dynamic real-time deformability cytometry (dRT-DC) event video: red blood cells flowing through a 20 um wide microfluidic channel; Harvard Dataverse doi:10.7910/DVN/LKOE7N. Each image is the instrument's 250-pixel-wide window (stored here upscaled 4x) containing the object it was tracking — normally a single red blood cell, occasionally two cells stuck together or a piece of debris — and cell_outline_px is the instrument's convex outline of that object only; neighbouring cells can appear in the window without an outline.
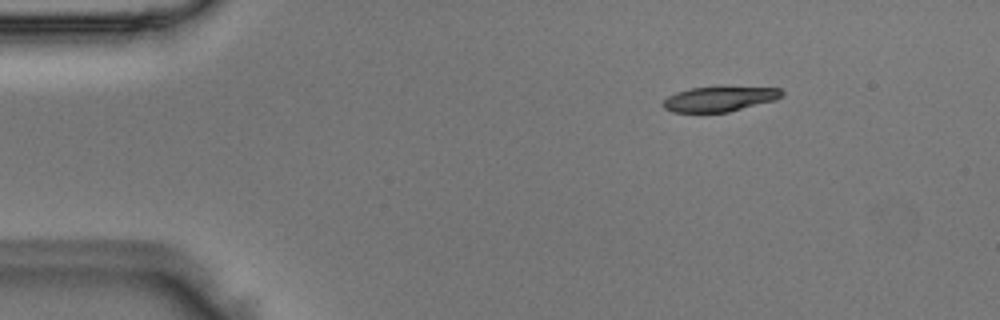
{"species": "Egyptian fruit bat (a non-hibernating species)", "species_latin": "Rousettus aegyptiacus", "temperature_condition": "room temperature", "stored_images_in_passage": 4, "camera_frame_rate_fps": 3000, "um_per_image_px": 0.085, "animal": {"sex": "male"}, "frame": {"image": 1, "passage_image": 2, "time_ms": 0.333, "image_size_px": [1000, 320], "cell_outline_px": [[784, 96], [776, 100], [728, 112], [672, 112], [664, 108], [660, 104], [668, 96], [676, 92], [692, 88], [780, 88], [784, 92]], "centroid_in_image_um": [61.14, 8.43], "position_along_channel_um": 23.9, "area_um2": 16.99}}
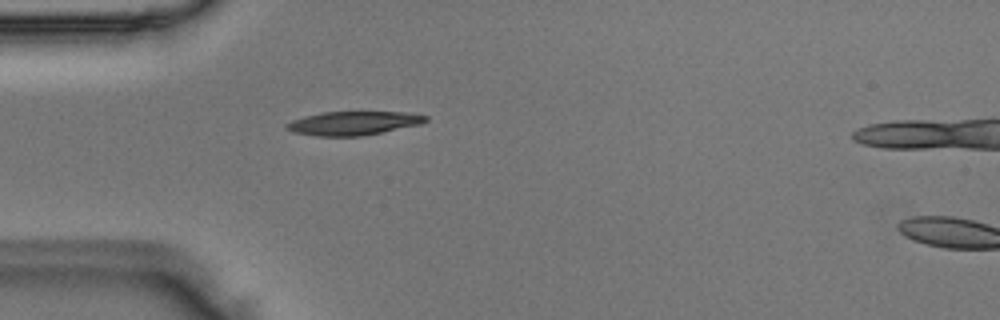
{"frame": {"image": 2, "passage_image": 4, "time_ms": 1.0, "image_size_px": [1000, 320], "cell_outline_px": [[428, 120], [420, 124], [360, 136], [316, 136], [292, 132], [284, 128], [284, 124], [292, 120], [324, 112], [408, 112], [428, 116]], "centroid_in_image_um": [30.01, 10.47], "position_along_channel_um": 55.0, "area_um2": 19.07}}